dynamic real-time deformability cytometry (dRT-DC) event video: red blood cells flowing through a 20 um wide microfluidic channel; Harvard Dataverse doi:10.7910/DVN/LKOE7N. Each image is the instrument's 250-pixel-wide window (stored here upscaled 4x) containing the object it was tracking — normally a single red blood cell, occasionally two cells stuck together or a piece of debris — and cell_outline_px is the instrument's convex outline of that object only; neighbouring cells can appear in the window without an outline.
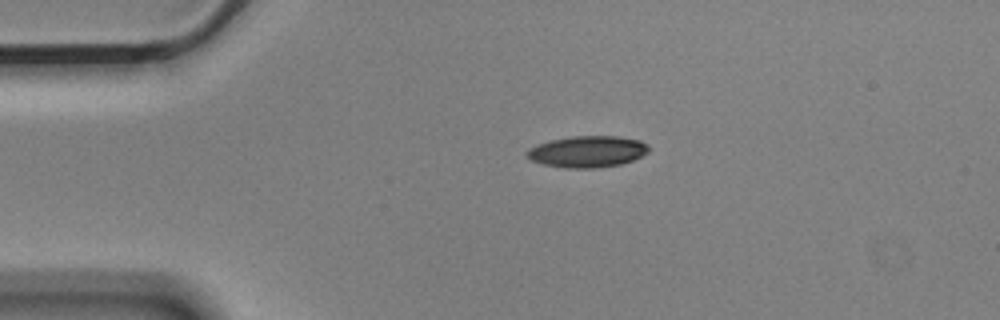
{"species": "Egyptian fruit bat (a non-hibernating species)", "species_latin": "Rousettus aegyptiacus", "temperature_condition": "cold", "stored_images_in_passage": 3, "camera_frame_rate_fps": 3000, "um_per_image_px": 0.085, "animal": {"sex": "male"}, "frame": {"image": 1, "passage_image": 1, "time_ms": 0.0, "image_size_px": [1000, 320], "cell_outline_px": [[648, 152], [632, 160], [620, 164], [600, 168], [564, 168], [544, 164], [532, 160], [524, 156], [524, 152], [528, 148], [536, 144], [552, 140], [572, 136], [616, 136], [640, 140], [648, 144]], "centroid_in_image_um": [49.89, 12.89], "position_along_channel_um": 35.1, "area_um2": 22.43}}
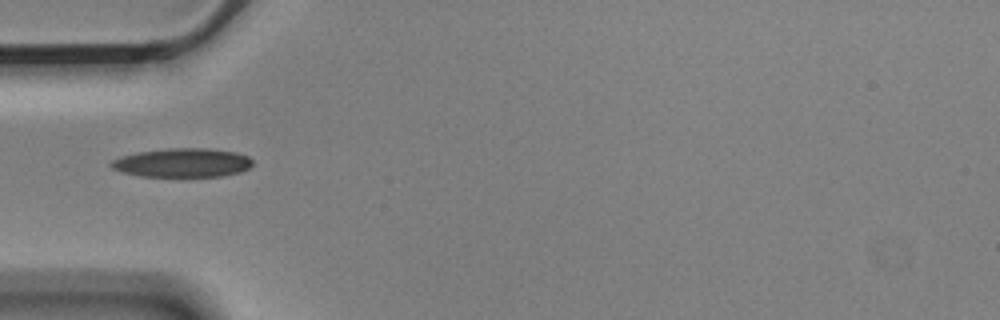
{"frame": {"image": 2, "passage_image": 2, "time_ms": 0.333, "image_size_px": [1000, 320], "cell_outline_px": [[252, 164], [248, 168], [240, 172], [220, 176], [140, 176], [124, 172], [112, 168], [108, 164], [112, 160], [120, 156], [136, 152], [168, 148], [208, 148], [236, 152], [248, 156], [252, 160]], "centroid_in_image_um": [15.49, 13.82], "position_along_channel_um": 69.5, "area_um2": 23.81}}
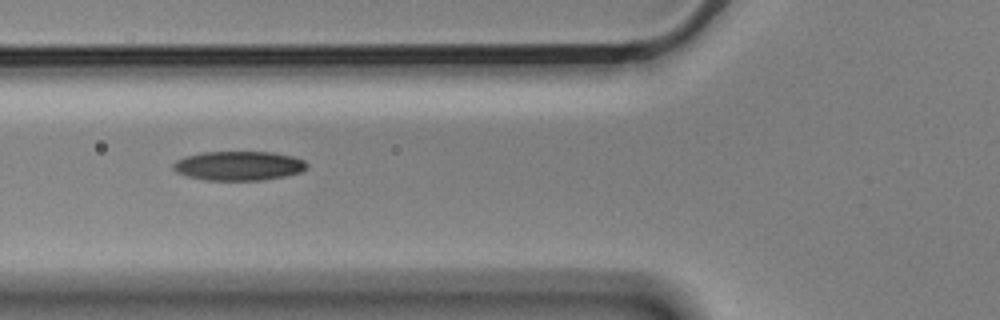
{"frame": {"image": 3, "passage_image": 3, "time_ms": 0.667, "image_size_px": [1000, 320], "cell_outline_px": [[308, 168], [300, 172], [284, 176], [264, 180], [204, 180], [188, 176], [176, 172], [172, 168], [172, 164], [176, 160], [184, 156], [204, 152], [272, 152], [292, 156], [304, 160], [308, 164]], "centroid_in_image_um": [20.28, 14.09], "position_along_channel_um": 105.5, "area_um2": 22.89}}